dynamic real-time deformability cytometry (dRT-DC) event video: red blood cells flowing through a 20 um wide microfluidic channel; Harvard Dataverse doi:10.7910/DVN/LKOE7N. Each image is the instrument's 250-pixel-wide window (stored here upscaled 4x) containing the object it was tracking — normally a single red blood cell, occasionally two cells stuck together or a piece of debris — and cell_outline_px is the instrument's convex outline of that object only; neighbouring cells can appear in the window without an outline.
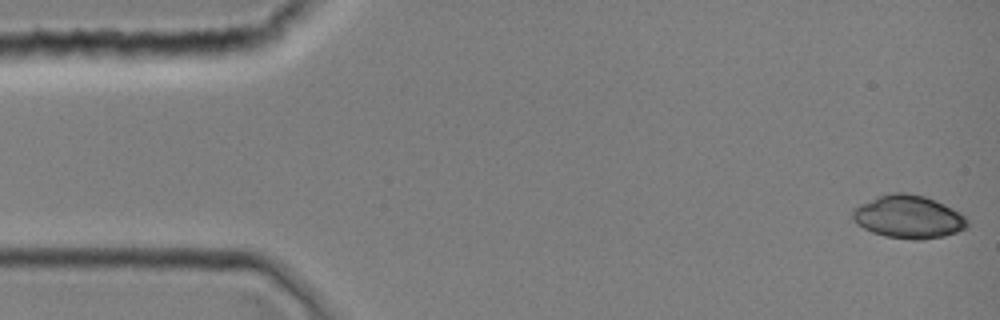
{"species": "common noctule bat (a hibernating species)", "species_latin": "Nyctalus noctula", "temperature_condition": "room temperature", "stored_images_in_passage": 38, "camera_frame_rate_fps": 3000, "um_per_image_px": 0.085, "animal": {"sex": "female", "body_mass_g": 19.0, "forearm_length_mm": 51.5}, "frame": {"image": 1, "passage_image": 1, "time_ms": 0.0, "image_size_px": [1000, 320], "cell_outline_px": [[968, 228], [944, 236], [920, 240], [912, 240], [884, 236], [872, 232], [856, 224], [852, 220], [852, 208], [876, 196], [892, 192], [908, 192], [924, 196], [936, 200], [960, 212], [968, 220]], "centroid_in_image_um": [77.2, 18.43], "position_along_channel_um": 7.8, "area_um2": 29.13}}
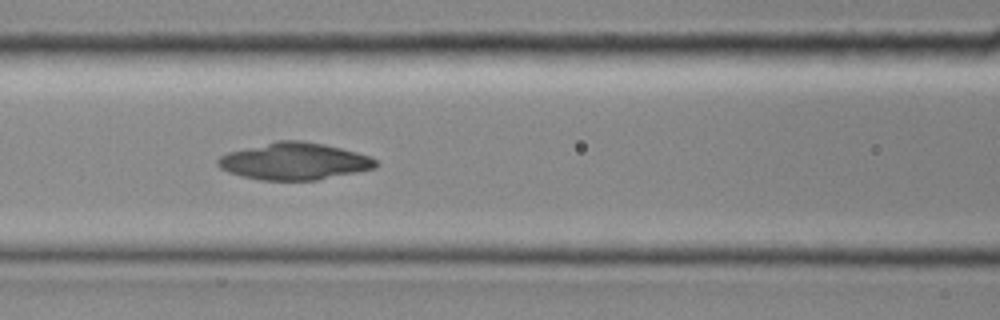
{"frame": {"image": 2, "passage_image": 16, "time_ms": 5.0, "image_size_px": [1000, 320], "cell_outline_px": [[380, 164], [376, 168], [316, 180], [260, 180], [228, 172], [220, 168], [216, 164], [216, 160], [220, 156], [228, 152], [276, 140], [304, 140], [324, 144], [372, 156]], "centroid_in_image_um": [25.02, 13.7], "position_along_channel_um": 141.6, "area_um2": 34.16}}
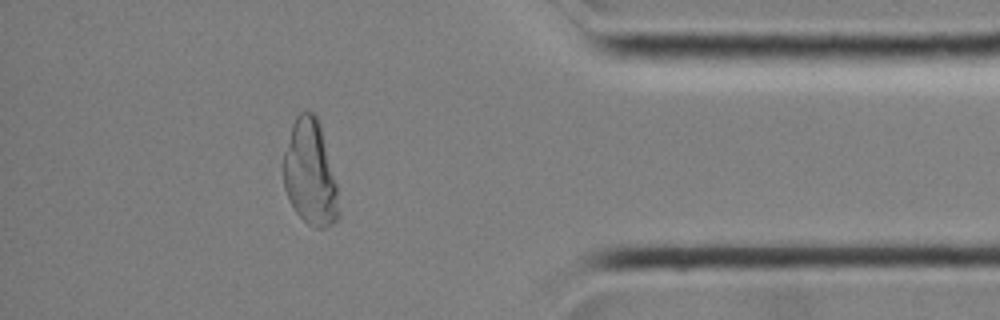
{"frame": {"image": 3, "passage_image": 33, "time_ms": 10.667, "image_size_px": [1000, 320], "cell_outline_px": [[340, 220], [324, 228], [312, 228], [296, 212], [284, 188], [284, 152], [292, 124], [296, 116], [300, 112], [312, 112], [316, 116], [320, 124], [336, 184], [340, 212]], "centroid_in_image_um": [26.38, 14.74], "position_along_channel_um": 408.8, "area_um2": 33.7}}